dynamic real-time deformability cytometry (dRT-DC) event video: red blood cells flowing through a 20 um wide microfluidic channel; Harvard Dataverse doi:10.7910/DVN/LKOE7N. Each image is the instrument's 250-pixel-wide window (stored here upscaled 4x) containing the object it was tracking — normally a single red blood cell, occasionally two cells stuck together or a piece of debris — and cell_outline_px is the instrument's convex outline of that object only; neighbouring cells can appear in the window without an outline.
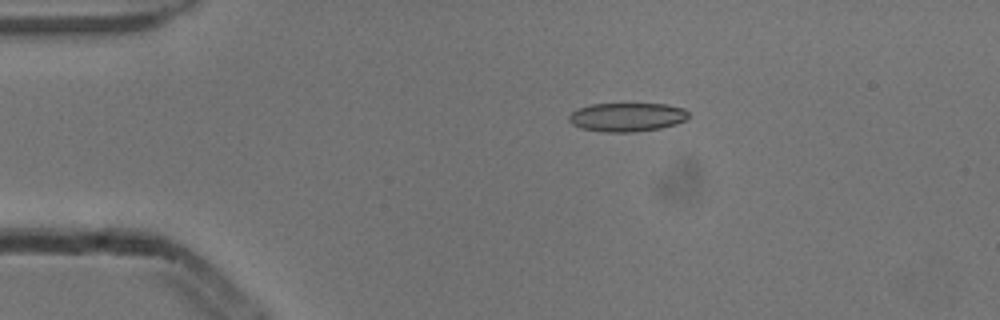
{"species": "common noctule bat (a hibernating species)", "species_latin": "Nyctalus noctula", "temperature_condition": "cold", "stored_images_in_passage": 4, "camera_frame_rate_fps": 3000, "um_per_image_px": 0.085, "animal": {"sex": "male", "body_mass_g": 13.3}, "frame": {"image": 1, "passage_image": 3, "time_ms": 0.667, "image_size_px": [1000, 320], "cell_outline_px": [[688, 120], [676, 124], [660, 128], [636, 132], [604, 132], [580, 128], [572, 124], [568, 120], [568, 116], [576, 108], [592, 104], [668, 104], [684, 108], [688, 112]], "centroid_in_image_um": [53.3, 9.95], "position_along_channel_um": 31.7, "area_um2": 20.29}}